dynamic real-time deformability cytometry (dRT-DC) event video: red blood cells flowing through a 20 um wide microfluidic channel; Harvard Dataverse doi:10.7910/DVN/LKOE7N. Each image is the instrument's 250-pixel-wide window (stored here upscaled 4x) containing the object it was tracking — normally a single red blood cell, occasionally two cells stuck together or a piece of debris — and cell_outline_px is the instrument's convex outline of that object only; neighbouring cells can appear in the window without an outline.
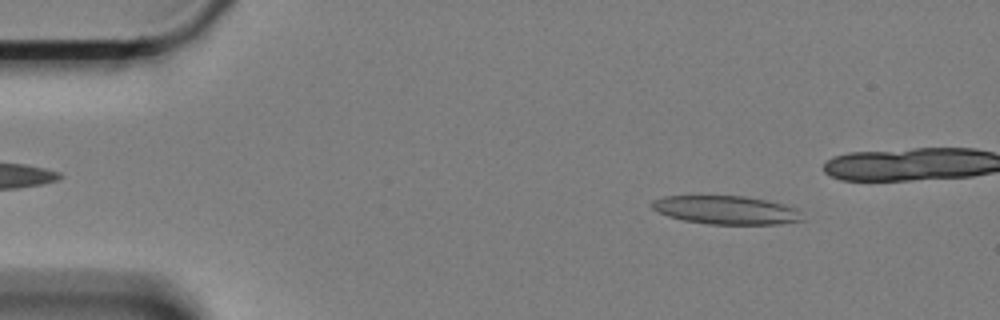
{"species": "Egyptian fruit bat (a non-hibernating species)", "species_latin": "Rousettus aegyptiacus", "temperature_condition": "cold", "stored_images_in_passage": 50, "camera_frame_rate_fps": 3000, "um_per_image_px": 0.085, "animal": {"sex": "female"}, "frame": {"image": 1, "passage_image": 7, "time_ms": 2.0, "image_size_px": [1000, 320], "cell_outline_px": [[804, 220], [780, 224], [708, 224], [684, 220], [668, 216], [652, 208], [648, 204], [652, 200], [664, 196], [744, 196], [768, 200], [800, 208]], "centroid_in_image_um": [61.77, 17.85], "position_along_channel_um": 23.2, "area_um2": 25.2}}
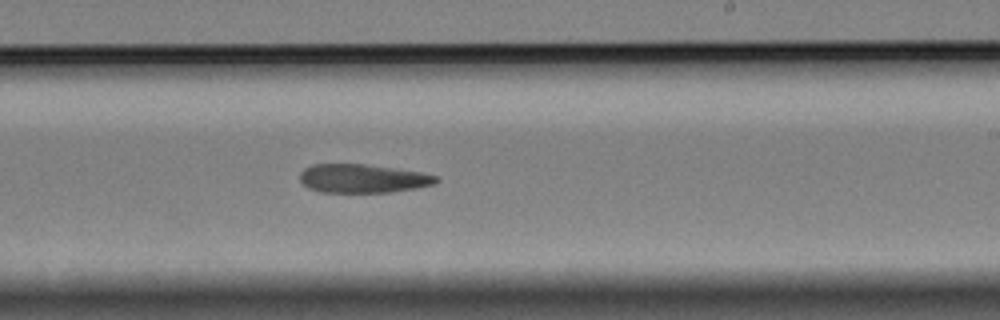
{"frame": {"image": 2, "passage_image": 35, "time_ms": 11.333, "image_size_px": [1000, 320], "cell_outline_px": [[440, 180], [432, 184], [416, 188], [392, 192], [320, 192], [308, 188], [300, 180], [300, 172], [304, 168], [312, 164], [364, 164], [420, 172], [436, 176]], "centroid_in_image_um": [30.79, 15.17], "position_along_channel_um": 258.2, "area_um2": 22.6}}
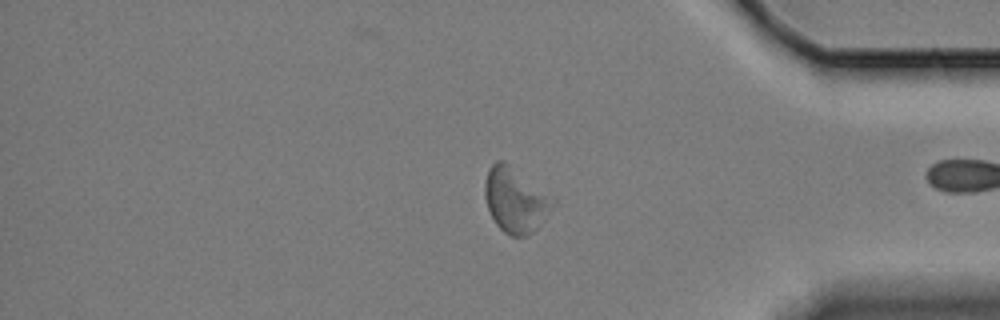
{"frame": {"image": 3, "passage_image": 49, "time_ms": 16.0, "image_size_px": [1000, 320], "cell_outline_px": [[556, 204], [544, 220], [532, 232], [524, 236], [512, 236], [504, 232], [496, 224], [488, 208], [484, 196], [484, 184], [488, 168], [496, 160], [504, 160], [556, 196]], "centroid_in_image_um": [43.85, 16.96], "position_along_channel_um": 391.3, "area_um2": 26.3}}